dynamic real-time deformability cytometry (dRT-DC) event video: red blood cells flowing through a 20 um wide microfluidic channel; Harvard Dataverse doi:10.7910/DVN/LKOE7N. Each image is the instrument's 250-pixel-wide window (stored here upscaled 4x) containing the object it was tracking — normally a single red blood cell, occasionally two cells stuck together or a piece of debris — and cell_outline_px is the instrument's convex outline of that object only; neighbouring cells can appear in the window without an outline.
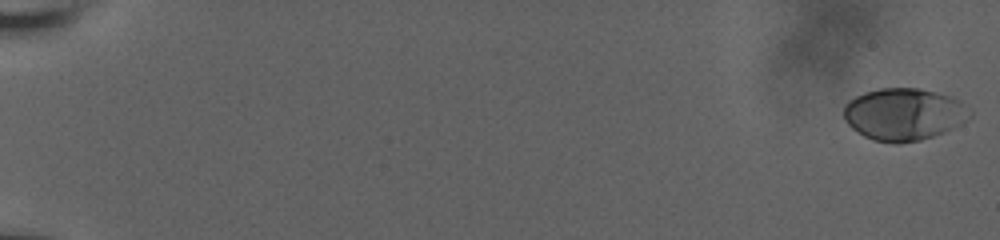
{"species": "human", "species_latin": "Homo sapiens", "temperature_condition": "room temperature", "stored_images_in_passage": 60, "camera_frame_rate_fps": 3000, "um_per_image_px": 0.085, "donor": {"sex": "male"}, "frame": {"image": 1, "passage_image": 1, "time_ms": 0.0, "image_size_px": [1000, 240], "cell_outline_px": [[972, 116], [960, 124], [944, 132], [920, 140], [896, 144], [872, 140], [864, 136], [852, 128], [844, 120], [844, 104], [848, 100], [864, 92], [880, 88], [920, 88], [952, 96], [960, 100], [972, 112]], "centroid_in_image_um": [76.82, 9.7], "position_along_channel_um": 8.2, "area_um2": 38.61}}
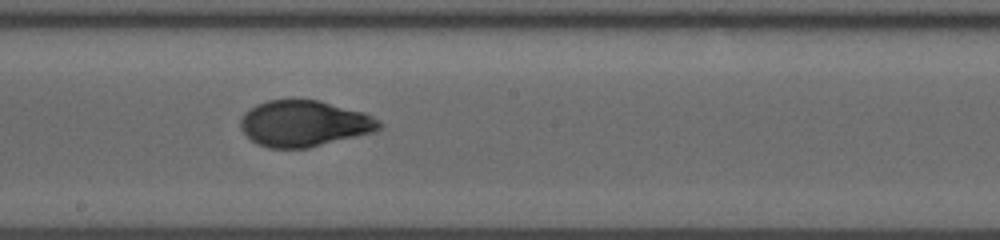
{"frame": {"image": 2, "passage_image": 36, "time_ms": 11.667, "image_size_px": [1000, 240], "cell_outline_px": [[384, 124], [376, 132], [308, 148], [268, 148], [256, 144], [240, 128], [240, 120], [244, 112], [256, 104], [268, 100], [320, 100], [364, 112], [380, 120]], "centroid_in_image_um": [25.88, 10.5], "position_along_channel_um": 222.3, "area_um2": 37.57}}
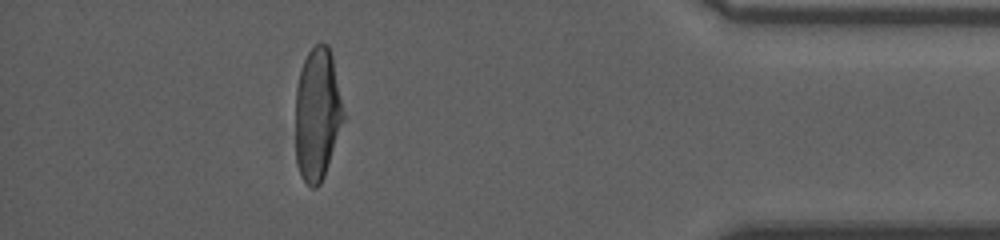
{"frame": {"image": 3, "passage_image": 54, "time_ms": 17.667, "image_size_px": [1000, 240], "cell_outline_px": [[344, 120], [324, 176], [320, 184], [316, 188], [312, 188], [300, 176], [296, 160], [296, 88], [300, 68], [308, 52], [316, 44], [328, 44], [332, 56], [344, 112]], "centroid_in_image_um": [26.96, 9.71], "position_along_channel_um": 408.2, "area_um2": 36.99}}